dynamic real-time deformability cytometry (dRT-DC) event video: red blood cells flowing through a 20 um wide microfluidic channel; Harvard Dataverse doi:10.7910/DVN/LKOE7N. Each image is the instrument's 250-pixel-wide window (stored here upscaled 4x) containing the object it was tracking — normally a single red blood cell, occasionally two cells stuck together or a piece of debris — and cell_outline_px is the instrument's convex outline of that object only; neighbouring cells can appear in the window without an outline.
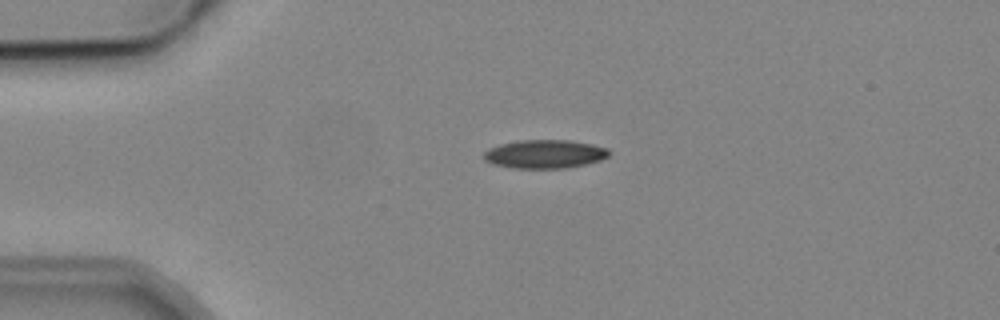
{"species": "common noctule bat (a hibernating species)", "species_latin": "Nyctalus noctula", "temperature_condition": "cold", "stored_images_in_passage": 4, "camera_frame_rate_fps": 3000, "um_per_image_px": 0.085, "animal": {"sex": "male", "body_mass_g": 19.2, "forearm_length_mm": 51.8}, "frame": {"image": 1, "passage_image": 3, "time_ms": 2.333, "image_size_px": [1000, 320], "cell_outline_px": [[612, 152], [608, 156], [600, 160], [568, 168], [512, 168], [492, 164], [484, 160], [484, 152], [488, 148], [500, 144], [520, 140], [572, 140], [592, 144], [608, 148]], "centroid_in_image_um": [46.31, 13.09], "position_along_channel_um": 38.7, "area_um2": 20.98}}